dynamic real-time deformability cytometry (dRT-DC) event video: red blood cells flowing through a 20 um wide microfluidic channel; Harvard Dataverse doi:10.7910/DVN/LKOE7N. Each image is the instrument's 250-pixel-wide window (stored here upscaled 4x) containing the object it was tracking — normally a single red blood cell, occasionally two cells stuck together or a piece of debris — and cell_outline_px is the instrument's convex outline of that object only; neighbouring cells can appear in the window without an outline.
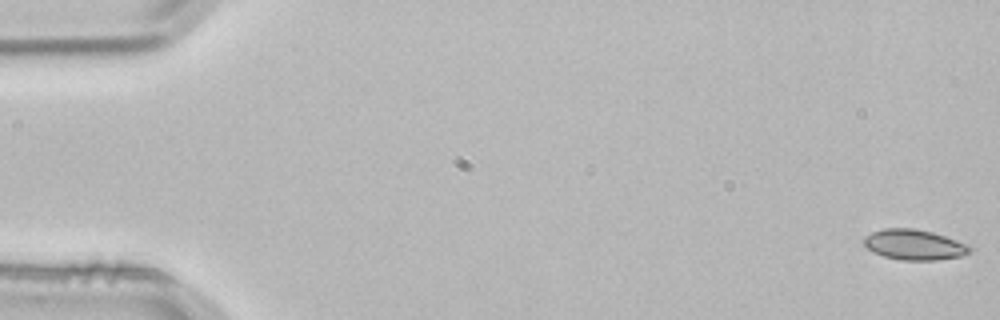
{"species": "common noctule bat (a hibernating species)", "species_latin": "Nyctalus noctula", "temperature_condition": "room temperature", "stored_images_in_passage": 3, "camera_frame_rate_fps": 3000, "um_per_image_px": 0.085, "animal": {"sex": "male", "body_mass_g": 21.5, "forearm_length_mm": 52.0}, "frame": {"image": 1, "passage_image": 1, "time_ms": 0.0, "image_size_px": [1000, 320], "cell_outline_px": [[976, 248], [960, 256], [936, 260], [900, 260], [884, 256], [872, 252], [864, 244], [864, 236], [872, 232], [884, 228], [912, 228], [932, 232], [968, 244]], "centroid_in_image_um": [77.71, 20.8], "position_along_channel_um": 7.3, "area_um2": 18.73}}
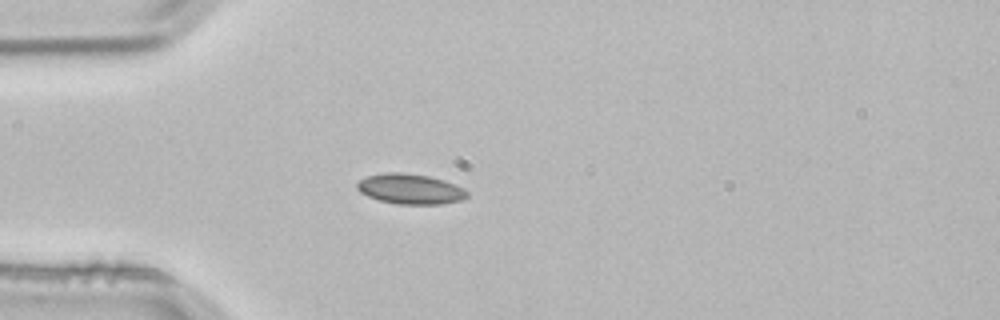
{"frame": {"image": 2, "passage_image": 3, "time_ms": 0.667, "image_size_px": [1000, 320], "cell_outline_px": [[468, 196], [460, 200], [440, 204], [400, 204], [380, 200], [368, 196], [360, 192], [356, 188], [356, 184], [360, 180], [368, 176], [384, 172], [404, 172], [428, 176], [444, 180], [456, 184], [464, 188], [468, 192]], "centroid_in_image_um": [34.88, 16.05], "position_along_channel_um": 50.1, "area_um2": 19.36}}